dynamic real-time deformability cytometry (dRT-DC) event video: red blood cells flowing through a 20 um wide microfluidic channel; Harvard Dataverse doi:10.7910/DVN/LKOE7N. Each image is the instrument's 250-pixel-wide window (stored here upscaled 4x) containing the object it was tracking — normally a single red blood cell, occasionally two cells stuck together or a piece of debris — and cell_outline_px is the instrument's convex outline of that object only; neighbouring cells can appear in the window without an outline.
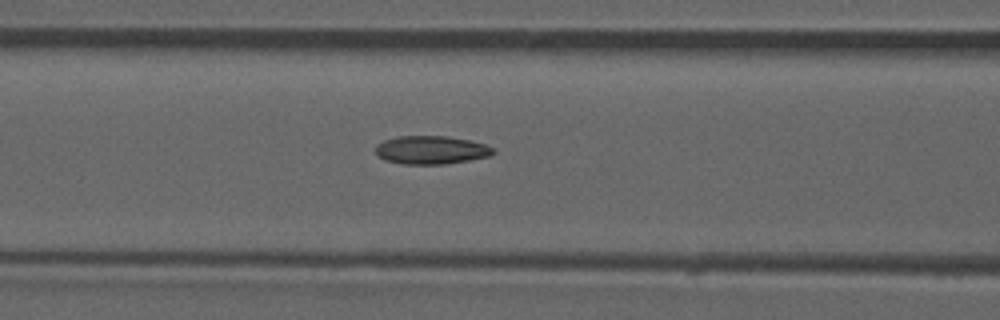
{"species": "common noctule bat (a hibernating species)", "species_latin": "Nyctalus noctula", "temperature_condition": "room temperature", "stored_images_in_passage": 15, "camera_frame_rate_fps": 3000, "um_per_image_px": 0.085, "animal": {"sex": "male", "forearm_length_mm": 52.5}, "frame": {"image": 1, "passage_image": 7, "time_ms": 2.0, "image_size_px": [1000, 320], "cell_outline_px": [[496, 152], [488, 156], [468, 160], [444, 164], [404, 164], [384, 160], [376, 156], [376, 144], [384, 140], [400, 136], [448, 136], [468, 140], [484, 144], [496, 148]], "centroid_in_image_um": [36.63, 12.75], "position_along_channel_um": 130.0, "area_um2": 19.42}}